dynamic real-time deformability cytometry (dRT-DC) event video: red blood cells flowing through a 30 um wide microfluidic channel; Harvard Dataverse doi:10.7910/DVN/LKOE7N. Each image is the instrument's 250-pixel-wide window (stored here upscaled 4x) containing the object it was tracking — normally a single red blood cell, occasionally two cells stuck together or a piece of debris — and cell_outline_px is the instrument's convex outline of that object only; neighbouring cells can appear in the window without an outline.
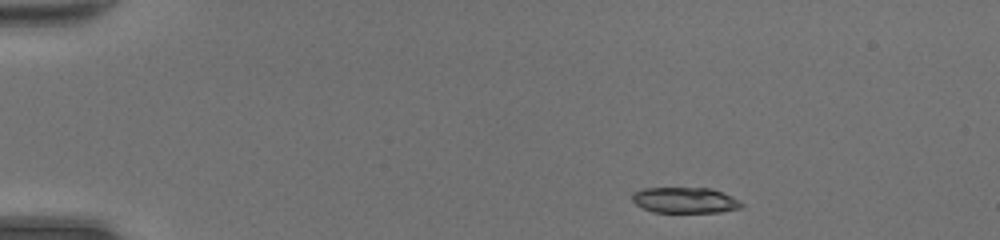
{"species": "common noctule bat (a hibernating species)", "species_latin": "Nyctalus noctula", "temperature_condition": "room temperature", "stored_images_in_passage": 40, "camera_frame_rate_fps": 3000, "um_per_image_px": 0.085, "animal": {"sex": "female", "body_mass_g": 20.0, "forearm_length_mm": 54.0}, "frame": {"image": 1, "passage_image": 1, "time_ms": 0.0, "image_size_px": [1000, 240], "cell_outline_px": [[744, 204], [740, 208], [720, 212], [652, 212], [636, 204], [632, 200], [632, 192], [644, 188], [712, 188], [732, 196], [740, 200]], "centroid_in_image_um": [58.23, 17.01], "position_along_channel_um": 26.8, "area_um2": 16.47}}
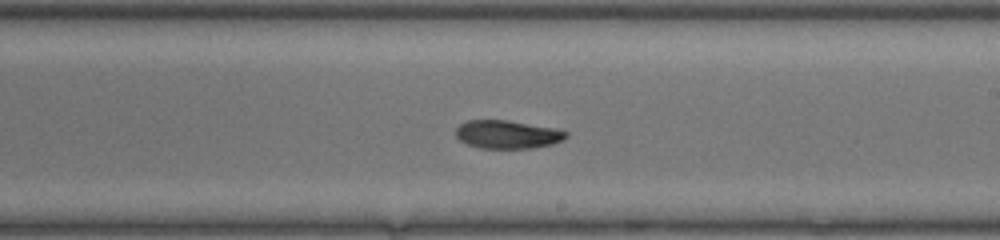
{"frame": {"image": 2, "passage_image": 22, "time_ms": 7.0, "image_size_px": [1000, 240], "cell_outline_px": [[568, 136], [564, 140], [552, 144], [532, 148], [480, 148], [468, 144], [460, 140], [456, 136], [456, 128], [460, 124], [468, 120], [508, 120], [556, 128], [568, 132]], "centroid_in_image_um": [43.16, 11.42], "position_along_channel_um": 245.8, "area_um2": 18.21}}
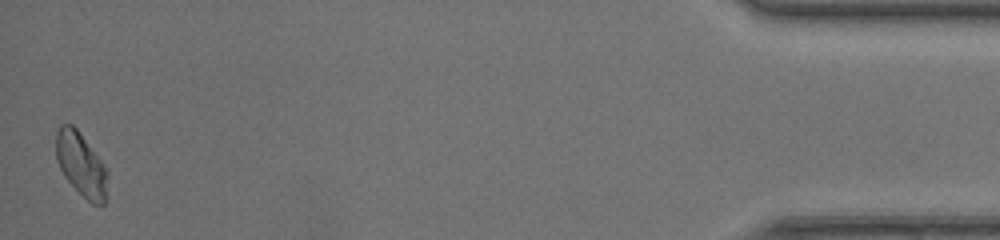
{"frame": {"image": 3, "passage_image": 40, "time_ms": 13.0, "image_size_px": [1000, 240], "cell_outline_px": [[108, 172], [104, 204], [92, 204], [64, 176], [56, 160], [56, 132], [60, 124], [72, 124], [76, 128], [100, 160]], "centroid_in_image_um": [6.87, 13.96], "position_along_channel_um": 428.3, "area_um2": 18.61}, "authors_computed_cell_mechanics": {"area_um2": 18.496, "velocity_mm_per_s": 4.4292, "shape_relaxation_time_tau1_ms": 2.6733, "shape_relaxation_time_tau2_ms": 4.1667, "deformation_change_tau1": 0.1284, "deformation_change_tau2": 0.0749}}